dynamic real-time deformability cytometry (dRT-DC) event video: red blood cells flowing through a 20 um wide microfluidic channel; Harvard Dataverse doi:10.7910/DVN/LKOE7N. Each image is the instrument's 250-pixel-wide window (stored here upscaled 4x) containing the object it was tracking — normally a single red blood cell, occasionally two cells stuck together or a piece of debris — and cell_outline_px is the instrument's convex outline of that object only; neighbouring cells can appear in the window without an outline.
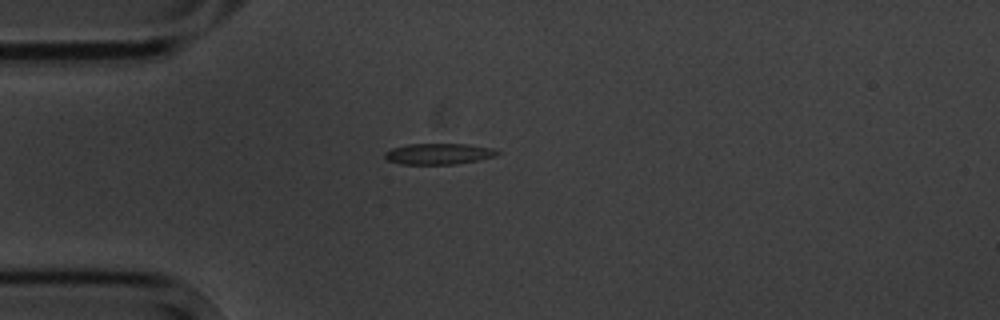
{"species": "common noctule bat (a hibernating species)", "species_latin": "Nyctalus noctula", "temperature_condition": "cold", "stored_images_in_passage": 3, "camera_frame_rate_fps": 3000, "um_per_image_px": 0.085, "animal": {"sex": "male", "body_mass_g": 20.1, "forearm_length_mm": 53.5}, "frame": {"image": 1, "passage_image": 3, "time_ms": 3.333, "image_size_px": [1000, 320], "cell_outline_px": [[500, 152], [496, 156], [456, 164], [400, 164], [388, 160], [384, 156], [384, 152], [392, 148], [408, 144], [468, 144], [492, 148]], "centroid_in_image_um": [37.27, 13.07], "position_along_channel_um": 47.7, "area_um2": 13.7}}